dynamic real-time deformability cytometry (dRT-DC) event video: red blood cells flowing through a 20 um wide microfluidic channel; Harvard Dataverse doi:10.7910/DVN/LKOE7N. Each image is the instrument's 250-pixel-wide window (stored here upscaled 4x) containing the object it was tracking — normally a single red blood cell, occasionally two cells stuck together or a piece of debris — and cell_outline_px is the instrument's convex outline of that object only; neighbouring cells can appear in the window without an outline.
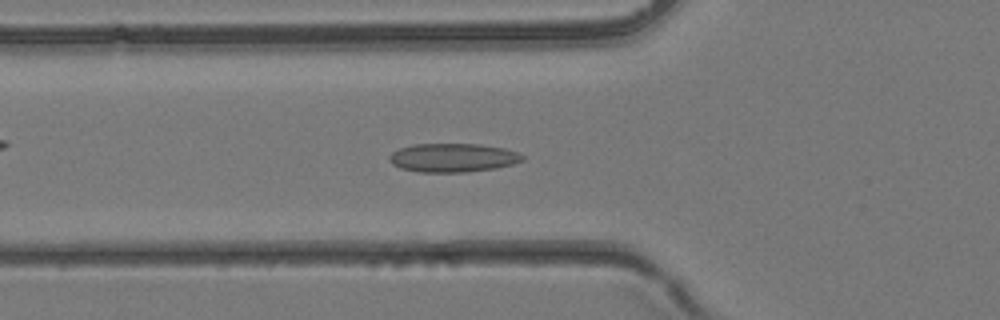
{"species": "common noctule bat (a hibernating species)", "species_latin": "Nyctalus noctula", "temperature_condition": "room temperature", "stored_images_in_passage": 38, "camera_frame_rate_fps": 3000, "um_per_image_px": 0.085, "animal": {"sex": "female", "body_mass_g": 24.6, "forearm_length_mm": 56.2}, "frame": {"image": 1, "passage_image": 13, "time_ms": 4.0, "image_size_px": [1000, 320], "cell_outline_px": [[524, 160], [512, 164], [496, 168], [468, 172], [420, 172], [400, 168], [392, 164], [388, 160], [388, 156], [392, 152], [400, 148], [412, 144], [480, 144], [504, 148], [516, 152], [524, 156]], "centroid_in_image_um": [38.47, 13.4], "position_along_channel_um": 87.3, "area_um2": 22.37}}
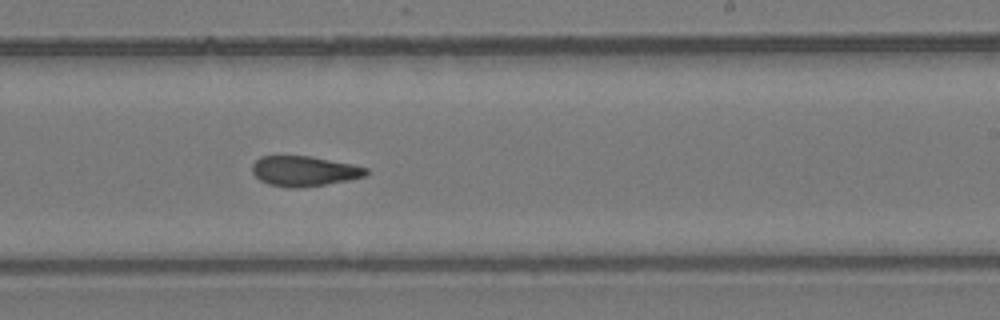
{"frame": {"image": 2, "passage_image": 23, "time_ms": 7.333, "image_size_px": [1000, 320], "cell_outline_px": [[368, 172], [364, 176], [348, 180], [324, 184], [296, 188], [288, 188], [268, 184], [260, 180], [252, 172], [252, 164], [260, 156], [308, 156], [352, 164], [368, 168]], "centroid_in_image_um": [25.82, 14.54], "position_along_channel_um": 263.2, "area_um2": 19.83}}
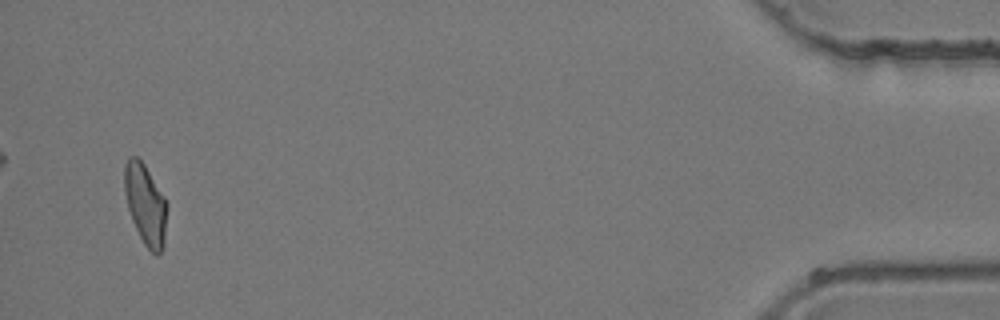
{"frame": {"image": 3, "passage_image": 37, "time_ms": 12.0, "image_size_px": [1000, 320], "cell_outline_px": [[168, 204], [164, 244], [160, 252], [156, 256], [144, 244], [132, 220], [128, 208], [124, 192], [124, 164], [128, 156], [136, 156], [144, 164], [164, 196]], "centroid_in_image_um": [12.36, 17.36], "position_along_channel_um": 422.8, "area_um2": 20.06}}